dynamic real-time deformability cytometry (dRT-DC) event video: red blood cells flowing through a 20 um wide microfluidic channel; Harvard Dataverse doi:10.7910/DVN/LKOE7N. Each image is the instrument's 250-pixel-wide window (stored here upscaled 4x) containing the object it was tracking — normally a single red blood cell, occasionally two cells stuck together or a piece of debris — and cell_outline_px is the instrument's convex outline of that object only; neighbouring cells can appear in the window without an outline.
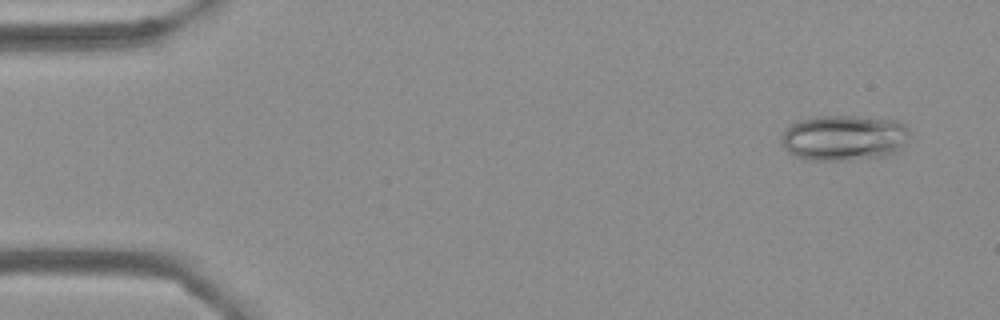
{"species": "Egyptian fruit bat (a non-hibernating species)", "species_latin": "Rousettus aegyptiacus", "temperature_condition": "cold", "stored_images_in_passage": 56, "camera_frame_rate_fps": 3000, "um_per_image_px": 0.085, "frame": {"image": 1, "passage_image": 4, "time_ms": 1.0, "image_size_px": [1000, 320], "cell_outline_px": [[908, 136], [904, 148], [888, 156], [848, 160], [812, 160], [796, 156], [788, 152], [784, 148], [780, 140], [780, 136], [788, 124], [800, 120], [816, 116], [852, 116], [900, 120], [904, 124], [908, 132]], "centroid_in_image_um": [71.74, 11.71], "position_along_channel_um": 13.3, "area_um2": 34.56}}
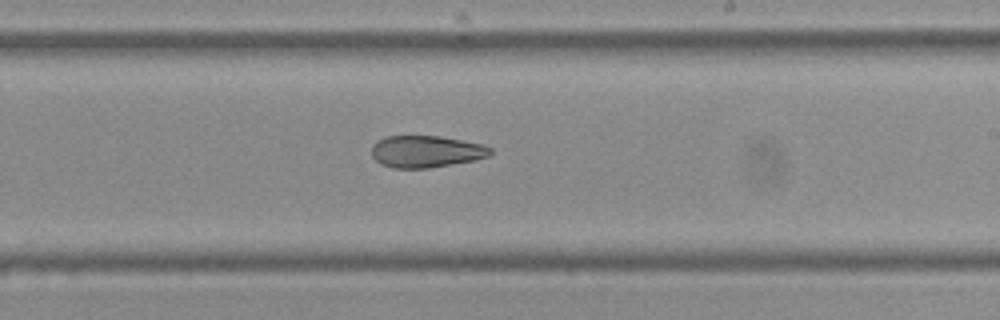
{"frame": {"image": 2, "passage_image": 33, "time_ms": 10.667, "image_size_px": [1000, 320], "cell_outline_px": [[492, 152], [488, 156], [476, 160], [428, 168], [392, 168], [380, 164], [372, 156], [372, 144], [376, 140], [388, 136], [440, 136], [484, 144], [492, 148]], "centroid_in_image_um": [36.21, 12.88], "position_along_channel_um": 252.8, "area_um2": 22.25}}
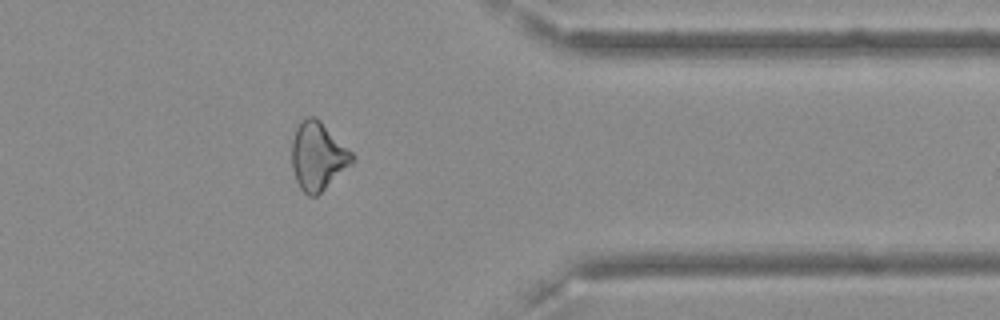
{"frame": {"image": 3, "passage_image": 45, "time_ms": 14.667, "image_size_px": [1000, 320], "cell_outline_px": [[356, 160], [352, 164], [316, 196], [308, 196], [300, 188], [296, 180], [292, 168], [292, 140], [296, 128], [300, 120], [308, 116], [316, 116], [356, 156]], "centroid_in_image_um": [27.02, 13.26], "position_along_channel_um": 384.4, "area_um2": 23.99}, "authors_computed_cell_mechanics": {"area_um2": 25.3453, "velocity_mm_per_s": 3.6285, "shape_relaxation_time_tau1_ms": null, "shape_relaxation_time_tau2_ms": 7.7742, "deformation_change_tau1": null, "deformation_change_tau2": 0.1499}}